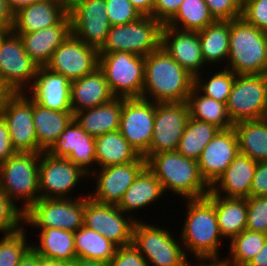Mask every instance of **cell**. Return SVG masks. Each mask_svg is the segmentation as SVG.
Here are the masks:
<instances>
[{
    "label": "cell",
    "mask_w": 267,
    "mask_h": 266,
    "mask_svg": "<svg viewBox=\"0 0 267 266\" xmlns=\"http://www.w3.org/2000/svg\"><path fill=\"white\" fill-rule=\"evenodd\" d=\"M115 97L141 98L145 56L130 52L99 53V66Z\"/></svg>",
    "instance_id": "cell-7"
},
{
    "label": "cell",
    "mask_w": 267,
    "mask_h": 266,
    "mask_svg": "<svg viewBox=\"0 0 267 266\" xmlns=\"http://www.w3.org/2000/svg\"><path fill=\"white\" fill-rule=\"evenodd\" d=\"M214 204L222 237L230 238L246 230L247 198L222 197L209 192L206 195Z\"/></svg>",
    "instance_id": "cell-29"
},
{
    "label": "cell",
    "mask_w": 267,
    "mask_h": 266,
    "mask_svg": "<svg viewBox=\"0 0 267 266\" xmlns=\"http://www.w3.org/2000/svg\"><path fill=\"white\" fill-rule=\"evenodd\" d=\"M215 20L231 21L241 17L243 0H204Z\"/></svg>",
    "instance_id": "cell-46"
},
{
    "label": "cell",
    "mask_w": 267,
    "mask_h": 266,
    "mask_svg": "<svg viewBox=\"0 0 267 266\" xmlns=\"http://www.w3.org/2000/svg\"><path fill=\"white\" fill-rule=\"evenodd\" d=\"M246 230L267 234V197L247 198Z\"/></svg>",
    "instance_id": "cell-45"
},
{
    "label": "cell",
    "mask_w": 267,
    "mask_h": 266,
    "mask_svg": "<svg viewBox=\"0 0 267 266\" xmlns=\"http://www.w3.org/2000/svg\"><path fill=\"white\" fill-rule=\"evenodd\" d=\"M228 66L239 74H267V32L242 16L230 21Z\"/></svg>",
    "instance_id": "cell-4"
},
{
    "label": "cell",
    "mask_w": 267,
    "mask_h": 266,
    "mask_svg": "<svg viewBox=\"0 0 267 266\" xmlns=\"http://www.w3.org/2000/svg\"><path fill=\"white\" fill-rule=\"evenodd\" d=\"M266 92L267 74L236 75L226 103L232 123L262 119Z\"/></svg>",
    "instance_id": "cell-11"
},
{
    "label": "cell",
    "mask_w": 267,
    "mask_h": 266,
    "mask_svg": "<svg viewBox=\"0 0 267 266\" xmlns=\"http://www.w3.org/2000/svg\"><path fill=\"white\" fill-rule=\"evenodd\" d=\"M257 161L238 153L223 174L210 187V192L224 197L248 198Z\"/></svg>",
    "instance_id": "cell-26"
},
{
    "label": "cell",
    "mask_w": 267,
    "mask_h": 266,
    "mask_svg": "<svg viewBox=\"0 0 267 266\" xmlns=\"http://www.w3.org/2000/svg\"><path fill=\"white\" fill-rule=\"evenodd\" d=\"M30 90V98L40 106L54 111H72L71 81L46 66L39 67Z\"/></svg>",
    "instance_id": "cell-23"
},
{
    "label": "cell",
    "mask_w": 267,
    "mask_h": 266,
    "mask_svg": "<svg viewBox=\"0 0 267 266\" xmlns=\"http://www.w3.org/2000/svg\"><path fill=\"white\" fill-rule=\"evenodd\" d=\"M111 26L132 23L142 15L129 0H105Z\"/></svg>",
    "instance_id": "cell-44"
},
{
    "label": "cell",
    "mask_w": 267,
    "mask_h": 266,
    "mask_svg": "<svg viewBox=\"0 0 267 266\" xmlns=\"http://www.w3.org/2000/svg\"><path fill=\"white\" fill-rule=\"evenodd\" d=\"M239 153L238 138L232 127L220 130L198 159L200 173L211 187Z\"/></svg>",
    "instance_id": "cell-21"
},
{
    "label": "cell",
    "mask_w": 267,
    "mask_h": 266,
    "mask_svg": "<svg viewBox=\"0 0 267 266\" xmlns=\"http://www.w3.org/2000/svg\"><path fill=\"white\" fill-rule=\"evenodd\" d=\"M230 241V255L221 258L224 266H246L267 241V234L244 230Z\"/></svg>",
    "instance_id": "cell-40"
},
{
    "label": "cell",
    "mask_w": 267,
    "mask_h": 266,
    "mask_svg": "<svg viewBox=\"0 0 267 266\" xmlns=\"http://www.w3.org/2000/svg\"><path fill=\"white\" fill-rule=\"evenodd\" d=\"M146 162L165 193H176L186 200L202 198L210 192V186L200 173L198 161L181 155L177 150L153 154Z\"/></svg>",
    "instance_id": "cell-3"
},
{
    "label": "cell",
    "mask_w": 267,
    "mask_h": 266,
    "mask_svg": "<svg viewBox=\"0 0 267 266\" xmlns=\"http://www.w3.org/2000/svg\"><path fill=\"white\" fill-rule=\"evenodd\" d=\"M251 197H267V161L257 162L251 183Z\"/></svg>",
    "instance_id": "cell-50"
},
{
    "label": "cell",
    "mask_w": 267,
    "mask_h": 266,
    "mask_svg": "<svg viewBox=\"0 0 267 266\" xmlns=\"http://www.w3.org/2000/svg\"><path fill=\"white\" fill-rule=\"evenodd\" d=\"M86 176L89 177L70 160L51 156L47 152L40 153V198H70L71 190Z\"/></svg>",
    "instance_id": "cell-17"
},
{
    "label": "cell",
    "mask_w": 267,
    "mask_h": 266,
    "mask_svg": "<svg viewBox=\"0 0 267 266\" xmlns=\"http://www.w3.org/2000/svg\"><path fill=\"white\" fill-rule=\"evenodd\" d=\"M239 152L257 162L267 161V121L245 120L233 125Z\"/></svg>",
    "instance_id": "cell-33"
},
{
    "label": "cell",
    "mask_w": 267,
    "mask_h": 266,
    "mask_svg": "<svg viewBox=\"0 0 267 266\" xmlns=\"http://www.w3.org/2000/svg\"><path fill=\"white\" fill-rule=\"evenodd\" d=\"M132 244L146 259L148 266H187V251L169 230L137 219Z\"/></svg>",
    "instance_id": "cell-8"
},
{
    "label": "cell",
    "mask_w": 267,
    "mask_h": 266,
    "mask_svg": "<svg viewBox=\"0 0 267 266\" xmlns=\"http://www.w3.org/2000/svg\"><path fill=\"white\" fill-rule=\"evenodd\" d=\"M40 198L26 212L24 224L75 232L84 225V198Z\"/></svg>",
    "instance_id": "cell-9"
},
{
    "label": "cell",
    "mask_w": 267,
    "mask_h": 266,
    "mask_svg": "<svg viewBox=\"0 0 267 266\" xmlns=\"http://www.w3.org/2000/svg\"><path fill=\"white\" fill-rule=\"evenodd\" d=\"M161 46L194 78L201 75L205 61L197 31H183L163 24Z\"/></svg>",
    "instance_id": "cell-22"
},
{
    "label": "cell",
    "mask_w": 267,
    "mask_h": 266,
    "mask_svg": "<svg viewBox=\"0 0 267 266\" xmlns=\"http://www.w3.org/2000/svg\"><path fill=\"white\" fill-rule=\"evenodd\" d=\"M39 1H42V0H7V3L10 9L15 13L20 8L28 6V5H32Z\"/></svg>",
    "instance_id": "cell-58"
},
{
    "label": "cell",
    "mask_w": 267,
    "mask_h": 266,
    "mask_svg": "<svg viewBox=\"0 0 267 266\" xmlns=\"http://www.w3.org/2000/svg\"><path fill=\"white\" fill-rule=\"evenodd\" d=\"M22 222H24V212L10 197L0 191V232L4 234L16 232L24 226Z\"/></svg>",
    "instance_id": "cell-43"
},
{
    "label": "cell",
    "mask_w": 267,
    "mask_h": 266,
    "mask_svg": "<svg viewBox=\"0 0 267 266\" xmlns=\"http://www.w3.org/2000/svg\"><path fill=\"white\" fill-rule=\"evenodd\" d=\"M8 32L7 29L0 28V41L3 38V36Z\"/></svg>",
    "instance_id": "cell-62"
},
{
    "label": "cell",
    "mask_w": 267,
    "mask_h": 266,
    "mask_svg": "<svg viewBox=\"0 0 267 266\" xmlns=\"http://www.w3.org/2000/svg\"><path fill=\"white\" fill-rule=\"evenodd\" d=\"M199 262H202V263H199V264H193V266H224L222 260H218V261H209V263H207L206 261L202 260V261H199ZM205 263V264H204ZM187 266H192V263L188 264Z\"/></svg>",
    "instance_id": "cell-59"
},
{
    "label": "cell",
    "mask_w": 267,
    "mask_h": 266,
    "mask_svg": "<svg viewBox=\"0 0 267 266\" xmlns=\"http://www.w3.org/2000/svg\"><path fill=\"white\" fill-rule=\"evenodd\" d=\"M41 229L38 245L33 243L31 247L42 255L63 259L72 262L76 258L74 232L59 228H37Z\"/></svg>",
    "instance_id": "cell-36"
},
{
    "label": "cell",
    "mask_w": 267,
    "mask_h": 266,
    "mask_svg": "<svg viewBox=\"0 0 267 266\" xmlns=\"http://www.w3.org/2000/svg\"><path fill=\"white\" fill-rule=\"evenodd\" d=\"M190 115L186 102L155 103L153 137L149 152L144 156L177 150Z\"/></svg>",
    "instance_id": "cell-16"
},
{
    "label": "cell",
    "mask_w": 267,
    "mask_h": 266,
    "mask_svg": "<svg viewBox=\"0 0 267 266\" xmlns=\"http://www.w3.org/2000/svg\"><path fill=\"white\" fill-rule=\"evenodd\" d=\"M183 0H155L153 17L162 25L166 24L178 11Z\"/></svg>",
    "instance_id": "cell-49"
},
{
    "label": "cell",
    "mask_w": 267,
    "mask_h": 266,
    "mask_svg": "<svg viewBox=\"0 0 267 266\" xmlns=\"http://www.w3.org/2000/svg\"><path fill=\"white\" fill-rule=\"evenodd\" d=\"M68 14L71 34L99 51L111 28L105 0H75L68 6Z\"/></svg>",
    "instance_id": "cell-14"
},
{
    "label": "cell",
    "mask_w": 267,
    "mask_h": 266,
    "mask_svg": "<svg viewBox=\"0 0 267 266\" xmlns=\"http://www.w3.org/2000/svg\"><path fill=\"white\" fill-rule=\"evenodd\" d=\"M236 74L224 67V70L215 72L212 76L202 81L203 77L197 75L194 78V86L205 96L213 98L219 102L227 103L232 91Z\"/></svg>",
    "instance_id": "cell-41"
},
{
    "label": "cell",
    "mask_w": 267,
    "mask_h": 266,
    "mask_svg": "<svg viewBox=\"0 0 267 266\" xmlns=\"http://www.w3.org/2000/svg\"><path fill=\"white\" fill-rule=\"evenodd\" d=\"M262 119L267 121V92H266L265 107H264V110H263Z\"/></svg>",
    "instance_id": "cell-61"
},
{
    "label": "cell",
    "mask_w": 267,
    "mask_h": 266,
    "mask_svg": "<svg viewBox=\"0 0 267 266\" xmlns=\"http://www.w3.org/2000/svg\"><path fill=\"white\" fill-rule=\"evenodd\" d=\"M95 149L99 168L127 164L140 157L119 130L95 137Z\"/></svg>",
    "instance_id": "cell-32"
},
{
    "label": "cell",
    "mask_w": 267,
    "mask_h": 266,
    "mask_svg": "<svg viewBox=\"0 0 267 266\" xmlns=\"http://www.w3.org/2000/svg\"><path fill=\"white\" fill-rule=\"evenodd\" d=\"M38 266H70L71 262L37 253Z\"/></svg>",
    "instance_id": "cell-54"
},
{
    "label": "cell",
    "mask_w": 267,
    "mask_h": 266,
    "mask_svg": "<svg viewBox=\"0 0 267 266\" xmlns=\"http://www.w3.org/2000/svg\"><path fill=\"white\" fill-rule=\"evenodd\" d=\"M38 68V65L26 53L21 37L8 31L0 41V81L2 85L10 93L27 92L33 84L32 81Z\"/></svg>",
    "instance_id": "cell-10"
},
{
    "label": "cell",
    "mask_w": 267,
    "mask_h": 266,
    "mask_svg": "<svg viewBox=\"0 0 267 266\" xmlns=\"http://www.w3.org/2000/svg\"><path fill=\"white\" fill-rule=\"evenodd\" d=\"M241 16L251 25L267 32V0H243Z\"/></svg>",
    "instance_id": "cell-47"
},
{
    "label": "cell",
    "mask_w": 267,
    "mask_h": 266,
    "mask_svg": "<svg viewBox=\"0 0 267 266\" xmlns=\"http://www.w3.org/2000/svg\"><path fill=\"white\" fill-rule=\"evenodd\" d=\"M123 97H114L107 103L76 112L73 118L92 137L119 130Z\"/></svg>",
    "instance_id": "cell-28"
},
{
    "label": "cell",
    "mask_w": 267,
    "mask_h": 266,
    "mask_svg": "<svg viewBox=\"0 0 267 266\" xmlns=\"http://www.w3.org/2000/svg\"><path fill=\"white\" fill-rule=\"evenodd\" d=\"M99 66V51L70 34L53 52L47 68L70 81L80 79Z\"/></svg>",
    "instance_id": "cell-18"
},
{
    "label": "cell",
    "mask_w": 267,
    "mask_h": 266,
    "mask_svg": "<svg viewBox=\"0 0 267 266\" xmlns=\"http://www.w3.org/2000/svg\"><path fill=\"white\" fill-rule=\"evenodd\" d=\"M70 96L73 115L81 110L100 106L115 97L99 67L86 76L71 81Z\"/></svg>",
    "instance_id": "cell-27"
},
{
    "label": "cell",
    "mask_w": 267,
    "mask_h": 266,
    "mask_svg": "<svg viewBox=\"0 0 267 266\" xmlns=\"http://www.w3.org/2000/svg\"><path fill=\"white\" fill-rule=\"evenodd\" d=\"M10 92L2 85L0 81V112H1V106L2 103L4 102L5 97L9 94Z\"/></svg>",
    "instance_id": "cell-60"
},
{
    "label": "cell",
    "mask_w": 267,
    "mask_h": 266,
    "mask_svg": "<svg viewBox=\"0 0 267 266\" xmlns=\"http://www.w3.org/2000/svg\"><path fill=\"white\" fill-rule=\"evenodd\" d=\"M147 167L146 159L140 156L136 161L100 168L92 171L90 176L96 177V189L87 195L102 204L118 205L125 191ZM95 172V173H94Z\"/></svg>",
    "instance_id": "cell-19"
},
{
    "label": "cell",
    "mask_w": 267,
    "mask_h": 266,
    "mask_svg": "<svg viewBox=\"0 0 267 266\" xmlns=\"http://www.w3.org/2000/svg\"><path fill=\"white\" fill-rule=\"evenodd\" d=\"M75 253L78 258L109 263L117 246L100 233L82 226L74 232Z\"/></svg>",
    "instance_id": "cell-37"
},
{
    "label": "cell",
    "mask_w": 267,
    "mask_h": 266,
    "mask_svg": "<svg viewBox=\"0 0 267 266\" xmlns=\"http://www.w3.org/2000/svg\"><path fill=\"white\" fill-rule=\"evenodd\" d=\"M46 152L70 160L88 175L93 171L90 166L95 164L96 167L95 138L82 129L74 118Z\"/></svg>",
    "instance_id": "cell-20"
},
{
    "label": "cell",
    "mask_w": 267,
    "mask_h": 266,
    "mask_svg": "<svg viewBox=\"0 0 267 266\" xmlns=\"http://www.w3.org/2000/svg\"><path fill=\"white\" fill-rule=\"evenodd\" d=\"M39 159V152H16L0 165V191L14 203L25 202L23 212L40 199Z\"/></svg>",
    "instance_id": "cell-5"
},
{
    "label": "cell",
    "mask_w": 267,
    "mask_h": 266,
    "mask_svg": "<svg viewBox=\"0 0 267 266\" xmlns=\"http://www.w3.org/2000/svg\"><path fill=\"white\" fill-rule=\"evenodd\" d=\"M155 102L123 98L119 131L140 156L149 152L153 137Z\"/></svg>",
    "instance_id": "cell-15"
},
{
    "label": "cell",
    "mask_w": 267,
    "mask_h": 266,
    "mask_svg": "<svg viewBox=\"0 0 267 266\" xmlns=\"http://www.w3.org/2000/svg\"><path fill=\"white\" fill-rule=\"evenodd\" d=\"M198 36L206 64L212 63L214 65V63L228 61L230 21L216 20L203 30L198 31Z\"/></svg>",
    "instance_id": "cell-35"
},
{
    "label": "cell",
    "mask_w": 267,
    "mask_h": 266,
    "mask_svg": "<svg viewBox=\"0 0 267 266\" xmlns=\"http://www.w3.org/2000/svg\"><path fill=\"white\" fill-rule=\"evenodd\" d=\"M72 120V111H54L33 101V121L37 135L38 152H46Z\"/></svg>",
    "instance_id": "cell-31"
},
{
    "label": "cell",
    "mask_w": 267,
    "mask_h": 266,
    "mask_svg": "<svg viewBox=\"0 0 267 266\" xmlns=\"http://www.w3.org/2000/svg\"><path fill=\"white\" fill-rule=\"evenodd\" d=\"M193 86L194 77L162 46L145 56L141 98L155 103L186 102Z\"/></svg>",
    "instance_id": "cell-1"
},
{
    "label": "cell",
    "mask_w": 267,
    "mask_h": 266,
    "mask_svg": "<svg viewBox=\"0 0 267 266\" xmlns=\"http://www.w3.org/2000/svg\"><path fill=\"white\" fill-rule=\"evenodd\" d=\"M108 266H148L144 256L131 243L129 245L117 247L114 257Z\"/></svg>",
    "instance_id": "cell-48"
},
{
    "label": "cell",
    "mask_w": 267,
    "mask_h": 266,
    "mask_svg": "<svg viewBox=\"0 0 267 266\" xmlns=\"http://www.w3.org/2000/svg\"><path fill=\"white\" fill-rule=\"evenodd\" d=\"M70 266H108V263L98 261V260H91L85 258H78L76 257Z\"/></svg>",
    "instance_id": "cell-57"
},
{
    "label": "cell",
    "mask_w": 267,
    "mask_h": 266,
    "mask_svg": "<svg viewBox=\"0 0 267 266\" xmlns=\"http://www.w3.org/2000/svg\"><path fill=\"white\" fill-rule=\"evenodd\" d=\"M186 103L193 119L213 124L221 130L230 129L234 125L228 116L226 103L203 95L195 86Z\"/></svg>",
    "instance_id": "cell-34"
},
{
    "label": "cell",
    "mask_w": 267,
    "mask_h": 266,
    "mask_svg": "<svg viewBox=\"0 0 267 266\" xmlns=\"http://www.w3.org/2000/svg\"><path fill=\"white\" fill-rule=\"evenodd\" d=\"M29 95L26 92L9 93L1 106L0 115L7 123L11 144L16 152H38L33 100Z\"/></svg>",
    "instance_id": "cell-13"
},
{
    "label": "cell",
    "mask_w": 267,
    "mask_h": 266,
    "mask_svg": "<svg viewBox=\"0 0 267 266\" xmlns=\"http://www.w3.org/2000/svg\"><path fill=\"white\" fill-rule=\"evenodd\" d=\"M215 21L204 0H183L166 25L183 31L198 32Z\"/></svg>",
    "instance_id": "cell-39"
},
{
    "label": "cell",
    "mask_w": 267,
    "mask_h": 266,
    "mask_svg": "<svg viewBox=\"0 0 267 266\" xmlns=\"http://www.w3.org/2000/svg\"><path fill=\"white\" fill-rule=\"evenodd\" d=\"M14 22V12L8 6L7 0H0V28L11 31Z\"/></svg>",
    "instance_id": "cell-52"
},
{
    "label": "cell",
    "mask_w": 267,
    "mask_h": 266,
    "mask_svg": "<svg viewBox=\"0 0 267 266\" xmlns=\"http://www.w3.org/2000/svg\"><path fill=\"white\" fill-rule=\"evenodd\" d=\"M186 201L187 217L180 234L184 250L193 253L198 261L221 260L218 251L222 235L213 202L207 196Z\"/></svg>",
    "instance_id": "cell-2"
},
{
    "label": "cell",
    "mask_w": 267,
    "mask_h": 266,
    "mask_svg": "<svg viewBox=\"0 0 267 266\" xmlns=\"http://www.w3.org/2000/svg\"><path fill=\"white\" fill-rule=\"evenodd\" d=\"M246 266H267V241Z\"/></svg>",
    "instance_id": "cell-55"
},
{
    "label": "cell",
    "mask_w": 267,
    "mask_h": 266,
    "mask_svg": "<svg viewBox=\"0 0 267 266\" xmlns=\"http://www.w3.org/2000/svg\"><path fill=\"white\" fill-rule=\"evenodd\" d=\"M16 153L10 140V133L4 118L0 115V165Z\"/></svg>",
    "instance_id": "cell-51"
},
{
    "label": "cell",
    "mask_w": 267,
    "mask_h": 266,
    "mask_svg": "<svg viewBox=\"0 0 267 266\" xmlns=\"http://www.w3.org/2000/svg\"><path fill=\"white\" fill-rule=\"evenodd\" d=\"M26 232L22 227L16 232L3 235L0 239V266H17L31 249L32 244L26 242Z\"/></svg>",
    "instance_id": "cell-42"
},
{
    "label": "cell",
    "mask_w": 267,
    "mask_h": 266,
    "mask_svg": "<svg viewBox=\"0 0 267 266\" xmlns=\"http://www.w3.org/2000/svg\"><path fill=\"white\" fill-rule=\"evenodd\" d=\"M124 214L117 205L102 204L89 196L84 197V226L100 233L117 247L132 243L137 221L132 215Z\"/></svg>",
    "instance_id": "cell-12"
},
{
    "label": "cell",
    "mask_w": 267,
    "mask_h": 266,
    "mask_svg": "<svg viewBox=\"0 0 267 266\" xmlns=\"http://www.w3.org/2000/svg\"><path fill=\"white\" fill-rule=\"evenodd\" d=\"M15 34L21 37L26 53L38 67L46 66L55 49L71 34V19L68 14L58 25Z\"/></svg>",
    "instance_id": "cell-25"
},
{
    "label": "cell",
    "mask_w": 267,
    "mask_h": 266,
    "mask_svg": "<svg viewBox=\"0 0 267 266\" xmlns=\"http://www.w3.org/2000/svg\"><path fill=\"white\" fill-rule=\"evenodd\" d=\"M162 24L153 16H141L138 20L111 26L99 53L130 52L147 56L161 46Z\"/></svg>",
    "instance_id": "cell-6"
},
{
    "label": "cell",
    "mask_w": 267,
    "mask_h": 266,
    "mask_svg": "<svg viewBox=\"0 0 267 266\" xmlns=\"http://www.w3.org/2000/svg\"><path fill=\"white\" fill-rule=\"evenodd\" d=\"M63 2H65L68 6L75 0H61Z\"/></svg>",
    "instance_id": "cell-63"
},
{
    "label": "cell",
    "mask_w": 267,
    "mask_h": 266,
    "mask_svg": "<svg viewBox=\"0 0 267 266\" xmlns=\"http://www.w3.org/2000/svg\"><path fill=\"white\" fill-rule=\"evenodd\" d=\"M142 16H153L155 0H129Z\"/></svg>",
    "instance_id": "cell-53"
},
{
    "label": "cell",
    "mask_w": 267,
    "mask_h": 266,
    "mask_svg": "<svg viewBox=\"0 0 267 266\" xmlns=\"http://www.w3.org/2000/svg\"><path fill=\"white\" fill-rule=\"evenodd\" d=\"M220 130L213 124L189 117L177 151L189 159L198 161L204 148Z\"/></svg>",
    "instance_id": "cell-38"
},
{
    "label": "cell",
    "mask_w": 267,
    "mask_h": 266,
    "mask_svg": "<svg viewBox=\"0 0 267 266\" xmlns=\"http://www.w3.org/2000/svg\"><path fill=\"white\" fill-rule=\"evenodd\" d=\"M17 266H38L37 252L31 247V249L23 256Z\"/></svg>",
    "instance_id": "cell-56"
},
{
    "label": "cell",
    "mask_w": 267,
    "mask_h": 266,
    "mask_svg": "<svg viewBox=\"0 0 267 266\" xmlns=\"http://www.w3.org/2000/svg\"><path fill=\"white\" fill-rule=\"evenodd\" d=\"M68 15V5L61 0H42L14 13L13 33H30L58 25Z\"/></svg>",
    "instance_id": "cell-24"
},
{
    "label": "cell",
    "mask_w": 267,
    "mask_h": 266,
    "mask_svg": "<svg viewBox=\"0 0 267 266\" xmlns=\"http://www.w3.org/2000/svg\"><path fill=\"white\" fill-rule=\"evenodd\" d=\"M164 190L159 180L146 167L125 191L117 207L125 214L143 209L163 196Z\"/></svg>",
    "instance_id": "cell-30"
}]
</instances>
